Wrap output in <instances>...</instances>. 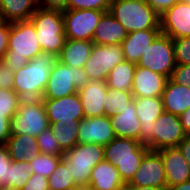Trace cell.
<instances>
[{
    "mask_svg": "<svg viewBox=\"0 0 190 190\" xmlns=\"http://www.w3.org/2000/svg\"><path fill=\"white\" fill-rule=\"evenodd\" d=\"M176 64H190V36L173 39Z\"/></svg>",
    "mask_w": 190,
    "mask_h": 190,
    "instance_id": "39",
    "label": "cell"
},
{
    "mask_svg": "<svg viewBox=\"0 0 190 190\" xmlns=\"http://www.w3.org/2000/svg\"><path fill=\"white\" fill-rule=\"evenodd\" d=\"M160 33L161 29H147L129 32L127 37L120 44L125 60L137 65L141 55L145 53L149 45Z\"/></svg>",
    "mask_w": 190,
    "mask_h": 190,
    "instance_id": "21",
    "label": "cell"
},
{
    "mask_svg": "<svg viewBox=\"0 0 190 190\" xmlns=\"http://www.w3.org/2000/svg\"><path fill=\"white\" fill-rule=\"evenodd\" d=\"M168 190H190V180L168 188Z\"/></svg>",
    "mask_w": 190,
    "mask_h": 190,
    "instance_id": "50",
    "label": "cell"
},
{
    "mask_svg": "<svg viewBox=\"0 0 190 190\" xmlns=\"http://www.w3.org/2000/svg\"><path fill=\"white\" fill-rule=\"evenodd\" d=\"M11 162L6 146L0 144V190L9 189Z\"/></svg>",
    "mask_w": 190,
    "mask_h": 190,
    "instance_id": "38",
    "label": "cell"
},
{
    "mask_svg": "<svg viewBox=\"0 0 190 190\" xmlns=\"http://www.w3.org/2000/svg\"><path fill=\"white\" fill-rule=\"evenodd\" d=\"M50 123L42 99H21L19 109L10 120L11 134L37 137Z\"/></svg>",
    "mask_w": 190,
    "mask_h": 190,
    "instance_id": "8",
    "label": "cell"
},
{
    "mask_svg": "<svg viewBox=\"0 0 190 190\" xmlns=\"http://www.w3.org/2000/svg\"><path fill=\"white\" fill-rule=\"evenodd\" d=\"M168 78L148 68L136 65L131 89L133 97H160Z\"/></svg>",
    "mask_w": 190,
    "mask_h": 190,
    "instance_id": "20",
    "label": "cell"
},
{
    "mask_svg": "<svg viewBox=\"0 0 190 190\" xmlns=\"http://www.w3.org/2000/svg\"><path fill=\"white\" fill-rule=\"evenodd\" d=\"M133 99L131 91L108 88L106 92V104L103 105L107 116L111 117L117 113H121L122 109L128 106Z\"/></svg>",
    "mask_w": 190,
    "mask_h": 190,
    "instance_id": "32",
    "label": "cell"
},
{
    "mask_svg": "<svg viewBox=\"0 0 190 190\" xmlns=\"http://www.w3.org/2000/svg\"><path fill=\"white\" fill-rule=\"evenodd\" d=\"M38 5L43 8H52V9H67L68 0H37Z\"/></svg>",
    "mask_w": 190,
    "mask_h": 190,
    "instance_id": "46",
    "label": "cell"
},
{
    "mask_svg": "<svg viewBox=\"0 0 190 190\" xmlns=\"http://www.w3.org/2000/svg\"><path fill=\"white\" fill-rule=\"evenodd\" d=\"M186 136L179 116L163 112L152 124L151 150L178 147Z\"/></svg>",
    "mask_w": 190,
    "mask_h": 190,
    "instance_id": "12",
    "label": "cell"
},
{
    "mask_svg": "<svg viewBox=\"0 0 190 190\" xmlns=\"http://www.w3.org/2000/svg\"><path fill=\"white\" fill-rule=\"evenodd\" d=\"M30 20L35 26L41 50L58 56L66 41L62 10L39 6Z\"/></svg>",
    "mask_w": 190,
    "mask_h": 190,
    "instance_id": "5",
    "label": "cell"
},
{
    "mask_svg": "<svg viewBox=\"0 0 190 190\" xmlns=\"http://www.w3.org/2000/svg\"><path fill=\"white\" fill-rule=\"evenodd\" d=\"M125 190H168L167 187L126 186Z\"/></svg>",
    "mask_w": 190,
    "mask_h": 190,
    "instance_id": "49",
    "label": "cell"
},
{
    "mask_svg": "<svg viewBox=\"0 0 190 190\" xmlns=\"http://www.w3.org/2000/svg\"><path fill=\"white\" fill-rule=\"evenodd\" d=\"M180 122L182 124L184 133L190 136V107L187 108L180 116Z\"/></svg>",
    "mask_w": 190,
    "mask_h": 190,
    "instance_id": "48",
    "label": "cell"
},
{
    "mask_svg": "<svg viewBox=\"0 0 190 190\" xmlns=\"http://www.w3.org/2000/svg\"><path fill=\"white\" fill-rule=\"evenodd\" d=\"M37 34L31 20L10 22L8 50L1 59L14 72L41 53Z\"/></svg>",
    "mask_w": 190,
    "mask_h": 190,
    "instance_id": "2",
    "label": "cell"
},
{
    "mask_svg": "<svg viewBox=\"0 0 190 190\" xmlns=\"http://www.w3.org/2000/svg\"><path fill=\"white\" fill-rule=\"evenodd\" d=\"M49 190H75L76 186L72 179L70 168L61 159L52 174L48 177Z\"/></svg>",
    "mask_w": 190,
    "mask_h": 190,
    "instance_id": "31",
    "label": "cell"
},
{
    "mask_svg": "<svg viewBox=\"0 0 190 190\" xmlns=\"http://www.w3.org/2000/svg\"><path fill=\"white\" fill-rule=\"evenodd\" d=\"M125 27L110 12H105L94 31L92 42L98 45H120L127 37Z\"/></svg>",
    "mask_w": 190,
    "mask_h": 190,
    "instance_id": "23",
    "label": "cell"
},
{
    "mask_svg": "<svg viewBox=\"0 0 190 190\" xmlns=\"http://www.w3.org/2000/svg\"><path fill=\"white\" fill-rule=\"evenodd\" d=\"M149 150L145 144L135 139L115 137L104 146V160L117 168L121 179L127 184Z\"/></svg>",
    "mask_w": 190,
    "mask_h": 190,
    "instance_id": "3",
    "label": "cell"
},
{
    "mask_svg": "<svg viewBox=\"0 0 190 190\" xmlns=\"http://www.w3.org/2000/svg\"><path fill=\"white\" fill-rule=\"evenodd\" d=\"M75 190H90V188L89 187H82V188H77Z\"/></svg>",
    "mask_w": 190,
    "mask_h": 190,
    "instance_id": "51",
    "label": "cell"
},
{
    "mask_svg": "<svg viewBox=\"0 0 190 190\" xmlns=\"http://www.w3.org/2000/svg\"><path fill=\"white\" fill-rule=\"evenodd\" d=\"M122 110L121 113L110 117L115 136L140 141L141 121L136 115L134 99Z\"/></svg>",
    "mask_w": 190,
    "mask_h": 190,
    "instance_id": "24",
    "label": "cell"
},
{
    "mask_svg": "<svg viewBox=\"0 0 190 190\" xmlns=\"http://www.w3.org/2000/svg\"><path fill=\"white\" fill-rule=\"evenodd\" d=\"M49 122L81 120L85 117L78 93L59 99H42Z\"/></svg>",
    "mask_w": 190,
    "mask_h": 190,
    "instance_id": "17",
    "label": "cell"
},
{
    "mask_svg": "<svg viewBox=\"0 0 190 190\" xmlns=\"http://www.w3.org/2000/svg\"><path fill=\"white\" fill-rule=\"evenodd\" d=\"M170 79L176 84L184 85L190 88V64H177Z\"/></svg>",
    "mask_w": 190,
    "mask_h": 190,
    "instance_id": "40",
    "label": "cell"
},
{
    "mask_svg": "<svg viewBox=\"0 0 190 190\" xmlns=\"http://www.w3.org/2000/svg\"><path fill=\"white\" fill-rule=\"evenodd\" d=\"M107 89L106 81H88L77 91L85 118L107 115L103 106L106 104Z\"/></svg>",
    "mask_w": 190,
    "mask_h": 190,
    "instance_id": "19",
    "label": "cell"
},
{
    "mask_svg": "<svg viewBox=\"0 0 190 190\" xmlns=\"http://www.w3.org/2000/svg\"><path fill=\"white\" fill-rule=\"evenodd\" d=\"M93 44L89 40L66 39L57 60L66 66L84 68L92 52Z\"/></svg>",
    "mask_w": 190,
    "mask_h": 190,
    "instance_id": "26",
    "label": "cell"
},
{
    "mask_svg": "<svg viewBox=\"0 0 190 190\" xmlns=\"http://www.w3.org/2000/svg\"><path fill=\"white\" fill-rule=\"evenodd\" d=\"M148 68L153 72L171 77L176 67L173 39L164 33H160L149 45L137 64Z\"/></svg>",
    "mask_w": 190,
    "mask_h": 190,
    "instance_id": "9",
    "label": "cell"
},
{
    "mask_svg": "<svg viewBox=\"0 0 190 190\" xmlns=\"http://www.w3.org/2000/svg\"><path fill=\"white\" fill-rule=\"evenodd\" d=\"M182 1L190 5V0H182Z\"/></svg>",
    "mask_w": 190,
    "mask_h": 190,
    "instance_id": "52",
    "label": "cell"
},
{
    "mask_svg": "<svg viewBox=\"0 0 190 190\" xmlns=\"http://www.w3.org/2000/svg\"><path fill=\"white\" fill-rule=\"evenodd\" d=\"M15 72L0 60V89H13Z\"/></svg>",
    "mask_w": 190,
    "mask_h": 190,
    "instance_id": "41",
    "label": "cell"
},
{
    "mask_svg": "<svg viewBox=\"0 0 190 190\" xmlns=\"http://www.w3.org/2000/svg\"><path fill=\"white\" fill-rule=\"evenodd\" d=\"M10 22L0 20V60L8 50Z\"/></svg>",
    "mask_w": 190,
    "mask_h": 190,
    "instance_id": "43",
    "label": "cell"
},
{
    "mask_svg": "<svg viewBox=\"0 0 190 190\" xmlns=\"http://www.w3.org/2000/svg\"><path fill=\"white\" fill-rule=\"evenodd\" d=\"M126 186L167 187L161 155L157 151L149 150Z\"/></svg>",
    "mask_w": 190,
    "mask_h": 190,
    "instance_id": "13",
    "label": "cell"
},
{
    "mask_svg": "<svg viewBox=\"0 0 190 190\" xmlns=\"http://www.w3.org/2000/svg\"><path fill=\"white\" fill-rule=\"evenodd\" d=\"M36 141L41 154L63 156L64 152L61 150V147L50 127L42 131L36 137Z\"/></svg>",
    "mask_w": 190,
    "mask_h": 190,
    "instance_id": "35",
    "label": "cell"
},
{
    "mask_svg": "<svg viewBox=\"0 0 190 190\" xmlns=\"http://www.w3.org/2000/svg\"><path fill=\"white\" fill-rule=\"evenodd\" d=\"M137 118L141 121L140 142L151 150L152 124L164 112L160 97H134Z\"/></svg>",
    "mask_w": 190,
    "mask_h": 190,
    "instance_id": "16",
    "label": "cell"
},
{
    "mask_svg": "<svg viewBox=\"0 0 190 190\" xmlns=\"http://www.w3.org/2000/svg\"><path fill=\"white\" fill-rule=\"evenodd\" d=\"M88 81L84 68L66 66L57 60L52 66L42 99H59L75 94Z\"/></svg>",
    "mask_w": 190,
    "mask_h": 190,
    "instance_id": "7",
    "label": "cell"
},
{
    "mask_svg": "<svg viewBox=\"0 0 190 190\" xmlns=\"http://www.w3.org/2000/svg\"><path fill=\"white\" fill-rule=\"evenodd\" d=\"M161 98L164 112L180 116L190 107V88L176 84L169 78Z\"/></svg>",
    "mask_w": 190,
    "mask_h": 190,
    "instance_id": "25",
    "label": "cell"
},
{
    "mask_svg": "<svg viewBox=\"0 0 190 190\" xmlns=\"http://www.w3.org/2000/svg\"><path fill=\"white\" fill-rule=\"evenodd\" d=\"M105 11L100 10H62L66 39L92 41L97 27Z\"/></svg>",
    "mask_w": 190,
    "mask_h": 190,
    "instance_id": "11",
    "label": "cell"
},
{
    "mask_svg": "<svg viewBox=\"0 0 190 190\" xmlns=\"http://www.w3.org/2000/svg\"><path fill=\"white\" fill-rule=\"evenodd\" d=\"M62 159L70 168L76 186L88 187L92 169L104 160V146L97 143H78L69 151L64 152Z\"/></svg>",
    "mask_w": 190,
    "mask_h": 190,
    "instance_id": "6",
    "label": "cell"
},
{
    "mask_svg": "<svg viewBox=\"0 0 190 190\" xmlns=\"http://www.w3.org/2000/svg\"><path fill=\"white\" fill-rule=\"evenodd\" d=\"M90 190H125L117 168L106 160L99 162L91 171Z\"/></svg>",
    "mask_w": 190,
    "mask_h": 190,
    "instance_id": "22",
    "label": "cell"
},
{
    "mask_svg": "<svg viewBox=\"0 0 190 190\" xmlns=\"http://www.w3.org/2000/svg\"><path fill=\"white\" fill-rule=\"evenodd\" d=\"M32 175V166L28 161H13L9 174V189L21 190Z\"/></svg>",
    "mask_w": 190,
    "mask_h": 190,
    "instance_id": "33",
    "label": "cell"
},
{
    "mask_svg": "<svg viewBox=\"0 0 190 190\" xmlns=\"http://www.w3.org/2000/svg\"><path fill=\"white\" fill-rule=\"evenodd\" d=\"M21 190H49L48 178L32 173Z\"/></svg>",
    "mask_w": 190,
    "mask_h": 190,
    "instance_id": "42",
    "label": "cell"
},
{
    "mask_svg": "<svg viewBox=\"0 0 190 190\" xmlns=\"http://www.w3.org/2000/svg\"><path fill=\"white\" fill-rule=\"evenodd\" d=\"M109 12L128 33L160 29V15L145 0H111Z\"/></svg>",
    "mask_w": 190,
    "mask_h": 190,
    "instance_id": "4",
    "label": "cell"
},
{
    "mask_svg": "<svg viewBox=\"0 0 190 190\" xmlns=\"http://www.w3.org/2000/svg\"><path fill=\"white\" fill-rule=\"evenodd\" d=\"M57 56L41 51L27 65L15 72L13 90L21 99H42Z\"/></svg>",
    "mask_w": 190,
    "mask_h": 190,
    "instance_id": "1",
    "label": "cell"
},
{
    "mask_svg": "<svg viewBox=\"0 0 190 190\" xmlns=\"http://www.w3.org/2000/svg\"><path fill=\"white\" fill-rule=\"evenodd\" d=\"M21 97L13 89H0V113L11 120L19 109Z\"/></svg>",
    "mask_w": 190,
    "mask_h": 190,
    "instance_id": "36",
    "label": "cell"
},
{
    "mask_svg": "<svg viewBox=\"0 0 190 190\" xmlns=\"http://www.w3.org/2000/svg\"><path fill=\"white\" fill-rule=\"evenodd\" d=\"M151 8L158 14L161 15L164 11L171 8L179 0H145Z\"/></svg>",
    "mask_w": 190,
    "mask_h": 190,
    "instance_id": "44",
    "label": "cell"
},
{
    "mask_svg": "<svg viewBox=\"0 0 190 190\" xmlns=\"http://www.w3.org/2000/svg\"><path fill=\"white\" fill-rule=\"evenodd\" d=\"M186 162L190 166V136H186L178 145Z\"/></svg>",
    "mask_w": 190,
    "mask_h": 190,
    "instance_id": "47",
    "label": "cell"
},
{
    "mask_svg": "<svg viewBox=\"0 0 190 190\" xmlns=\"http://www.w3.org/2000/svg\"><path fill=\"white\" fill-rule=\"evenodd\" d=\"M38 7L37 0H0V20L11 23L30 20Z\"/></svg>",
    "mask_w": 190,
    "mask_h": 190,
    "instance_id": "28",
    "label": "cell"
},
{
    "mask_svg": "<svg viewBox=\"0 0 190 190\" xmlns=\"http://www.w3.org/2000/svg\"><path fill=\"white\" fill-rule=\"evenodd\" d=\"M124 60L121 45L93 44L92 52L84 65V70L89 81H106L112 68Z\"/></svg>",
    "mask_w": 190,
    "mask_h": 190,
    "instance_id": "10",
    "label": "cell"
},
{
    "mask_svg": "<svg viewBox=\"0 0 190 190\" xmlns=\"http://www.w3.org/2000/svg\"><path fill=\"white\" fill-rule=\"evenodd\" d=\"M136 64L124 60L115 65L107 76L106 83L108 88L131 91Z\"/></svg>",
    "mask_w": 190,
    "mask_h": 190,
    "instance_id": "29",
    "label": "cell"
},
{
    "mask_svg": "<svg viewBox=\"0 0 190 190\" xmlns=\"http://www.w3.org/2000/svg\"><path fill=\"white\" fill-rule=\"evenodd\" d=\"M157 152L163 161L167 188L190 180V166L179 147H168Z\"/></svg>",
    "mask_w": 190,
    "mask_h": 190,
    "instance_id": "18",
    "label": "cell"
},
{
    "mask_svg": "<svg viewBox=\"0 0 190 190\" xmlns=\"http://www.w3.org/2000/svg\"><path fill=\"white\" fill-rule=\"evenodd\" d=\"M111 0H68L67 9L109 11Z\"/></svg>",
    "mask_w": 190,
    "mask_h": 190,
    "instance_id": "37",
    "label": "cell"
},
{
    "mask_svg": "<svg viewBox=\"0 0 190 190\" xmlns=\"http://www.w3.org/2000/svg\"><path fill=\"white\" fill-rule=\"evenodd\" d=\"M10 135V120L7 113H0V144H5Z\"/></svg>",
    "mask_w": 190,
    "mask_h": 190,
    "instance_id": "45",
    "label": "cell"
},
{
    "mask_svg": "<svg viewBox=\"0 0 190 190\" xmlns=\"http://www.w3.org/2000/svg\"><path fill=\"white\" fill-rule=\"evenodd\" d=\"M4 145L13 161H29L40 154L36 137L34 136L11 134Z\"/></svg>",
    "mask_w": 190,
    "mask_h": 190,
    "instance_id": "27",
    "label": "cell"
},
{
    "mask_svg": "<svg viewBox=\"0 0 190 190\" xmlns=\"http://www.w3.org/2000/svg\"><path fill=\"white\" fill-rule=\"evenodd\" d=\"M115 137L110 117L107 115L92 118L84 117L80 121L79 143H97L98 145L106 146Z\"/></svg>",
    "mask_w": 190,
    "mask_h": 190,
    "instance_id": "15",
    "label": "cell"
},
{
    "mask_svg": "<svg viewBox=\"0 0 190 190\" xmlns=\"http://www.w3.org/2000/svg\"><path fill=\"white\" fill-rule=\"evenodd\" d=\"M63 156H54L48 154H39L28 162L32 166V173L40 174L46 178L50 176L56 169L59 161Z\"/></svg>",
    "mask_w": 190,
    "mask_h": 190,
    "instance_id": "34",
    "label": "cell"
},
{
    "mask_svg": "<svg viewBox=\"0 0 190 190\" xmlns=\"http://www.w3.org/2000/svg\"><path fill=\"white\" fill-rule=\"evenodd\" d=\"M81 120L49 122L55 138L63 152L78 144L79 124Z\"/></svg>",
    "mask_w": 190,
    "mask_h": 190,
    "instance_id": "30",
    "label": "cell"
},
{
    "mask_svg": "<svg viewBox=\"0 0 190 190\" xmlns=\"http://www.w3.org/2000/svg\"><path fill=\"white\" fill-rule=\"evenodd\" d=\"M160 29L172 39L190 36V5L179 0L160 15Z\"/></svg>",
    "mask_w": 190,
    "mask_h": 190,
    "instance_id": "14",
    "label": "cell"
}]
</instances>
